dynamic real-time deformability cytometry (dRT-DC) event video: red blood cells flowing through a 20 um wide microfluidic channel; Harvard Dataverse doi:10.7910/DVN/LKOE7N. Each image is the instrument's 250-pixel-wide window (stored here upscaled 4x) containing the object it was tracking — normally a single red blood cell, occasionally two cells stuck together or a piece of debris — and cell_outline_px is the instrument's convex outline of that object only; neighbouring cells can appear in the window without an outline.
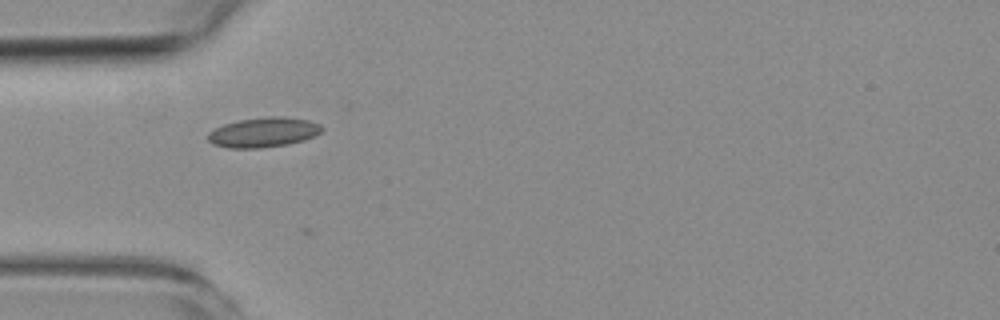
{"species": "common noctule bat (a hibernating species)", "species_latin": "Nyctalus noctula", "temperature_condition": "room temperature", "stored_images_in_passage": 3, "camera_frame_rate_fps": 3000, "um_per_image_px": 0.085, "animal": {"sex": "female", "body_mass_g": 19.3, "forearm_length_mm": 54.1}, "frame": {"image": 1, "passage_image": 2, "time_ms": 1.333, "image_size_px": [1000, 320], "cell_outline_px": [[324, 128], [320, 132], [304, 140], [288, 144], [260, 148], [228, 148], [212, 144], [208, 140], [208, 132], [224, 124], [240, 120], [268, 116], [284, 116], [308, 120], [320, 124]], "centroid_in_image_um": [22.39, 11.24], "position_along_channel_um": 62.6, "area_um2": 19.77}}